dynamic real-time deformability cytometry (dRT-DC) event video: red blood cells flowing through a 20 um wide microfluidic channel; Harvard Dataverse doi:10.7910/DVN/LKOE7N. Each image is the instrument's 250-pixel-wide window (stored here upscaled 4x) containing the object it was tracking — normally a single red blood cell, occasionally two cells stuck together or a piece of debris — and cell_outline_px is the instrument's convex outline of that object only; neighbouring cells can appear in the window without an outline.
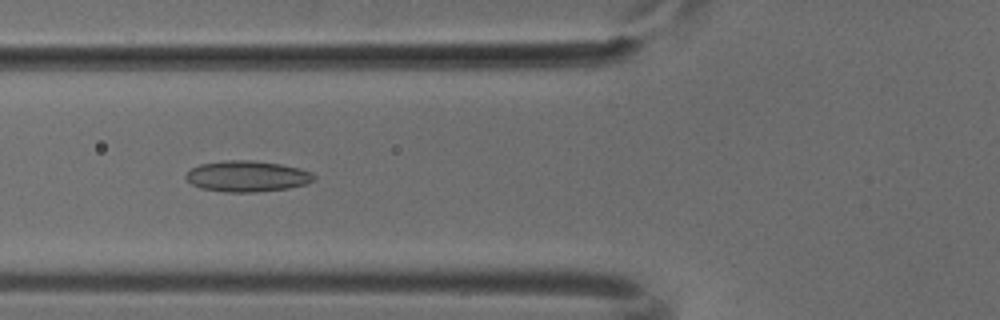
{"species": "common noctule bat (a hibernating species)", "species_latin": "Nyctalus noctula", "temperature_condition": "cold", "stored_images_in_passage": 50, "camera_frame_rate_fps": 3000, "um_per_image_px": 0.085, "animal": {"sex": "male", "body_mass_g": 18.8}, "frame": {"image": 1, "passage_image": 19, "time_ms": 6.0, "image_size_px": [1000, 320], "cell_outline_px": [[316, 180], [308, 184], [288, 188], [256, 192], [224, 192], [200, 188], [192, 184], [184, 176], [192, 168], [200, 164], [224, 160], [252, 160], [280, 164], [300, 168], [312, 172], [316, 176]], "centroid_in_image_um": [21.04, 14.98], "position_along_channel_um": 104.8, "area_um2": 23.29}}
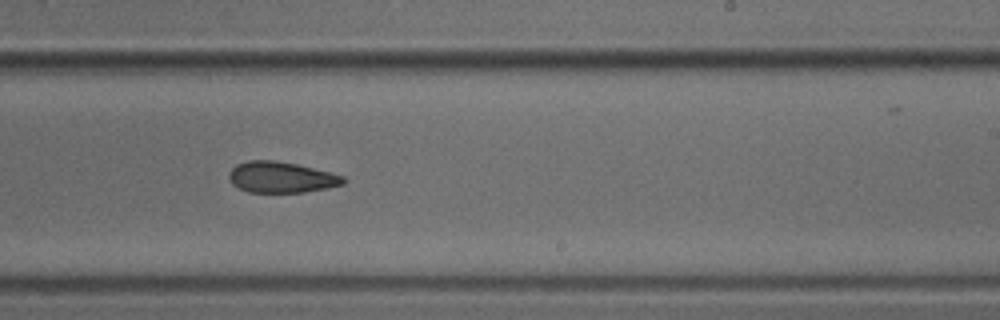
{"frame": {"image": 2, "passage_image": 31, "time_ms": 10.0, "image_size_px": [1000, 320], "cell_outline_px": [[348, 180], [344, 184], [328, 188], [304, 192], [248, 192], [232, 184], [228, 176], [228, 172], [236, 164], [248, 160], [276, 160], [296, 164], [344, 176]], "centroid_in_image_um": [23.9, 15.06], "position_along_channel_um": 265.1, "area_um2": 20.69}}
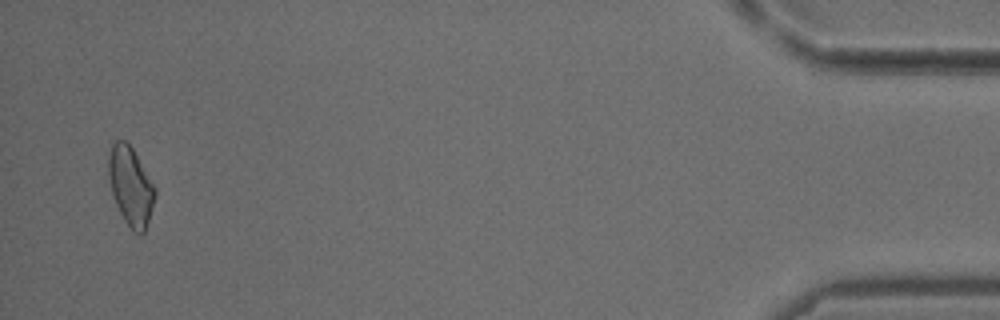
{"frame": {"image": 3, "passage_image": 49, "time_ms": 16.0, "image_size_px": [1000, 320], "cell_outline_px": [[156, 192], [148, 220], [144, 232], [140, 236], [132, 232], [124, 220], [112, 196], [108, 176], [108, 156], [112, 144], [116, 140], [124, 140], [132, 148], [156, 188]], "centroid_in_image_um": [11.08, 15.84], "position_along_channel_um": 424.1, "area_um2": 21.21}}